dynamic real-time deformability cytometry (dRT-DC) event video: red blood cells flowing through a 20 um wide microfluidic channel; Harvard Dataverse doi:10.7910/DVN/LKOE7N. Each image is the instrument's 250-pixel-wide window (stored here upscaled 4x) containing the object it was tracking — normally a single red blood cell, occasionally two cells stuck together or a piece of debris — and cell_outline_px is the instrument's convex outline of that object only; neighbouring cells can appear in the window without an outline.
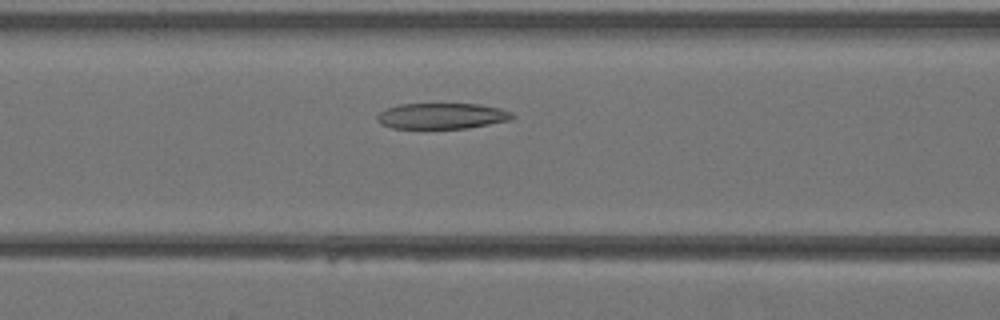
{"species": "Egyptian fruit bat (a non-hibernating species)", "species_latin": "Rousettus aegyptiacus", "temperature_condition": "warm", "stored_images_in_passage": 29, "camera_frame_rate_fps": 3000, "um_per_image_px": 0.085, "animal": {"sex": "female"}, "frame": {"image": 1, "passage_image": 12, "time_ms": 3.667, "image_size_px": [1000, 320], "cell_outline_px": [[516, 116], [508, 120], [468, 128], [392, 128], [380, 124], [376, 120], [376, 116], [384, 108], [400, 104], [480, 104], [500, 108], [512, 112]], "centroid_in_image_um": [37.52, 9.85], "position_along_channel_um": 129.1, "area_um2": 20.4}}
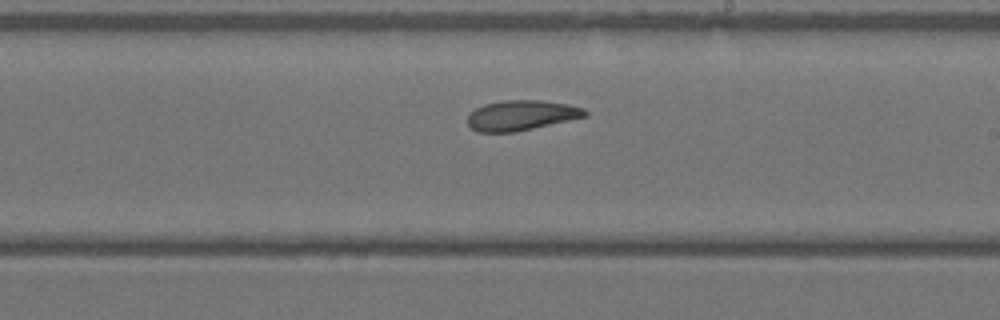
{"frame": {"image": 2, "passage_image": 19, "time_ms": 6.0, "image_size_px": [1000, 320], "cell_outline_px": [[588, 116], [516, 132], [476, 132], [468, 124], [468, 116], [476, 108], [484, 104], [504, 100], [540, 100], [568, 104], [584, 108], [588, 112]], "centroid_in_image_um": [44.33, 9.8], "position_along_channel_um": 244.7, "area_um2": 20.63}}
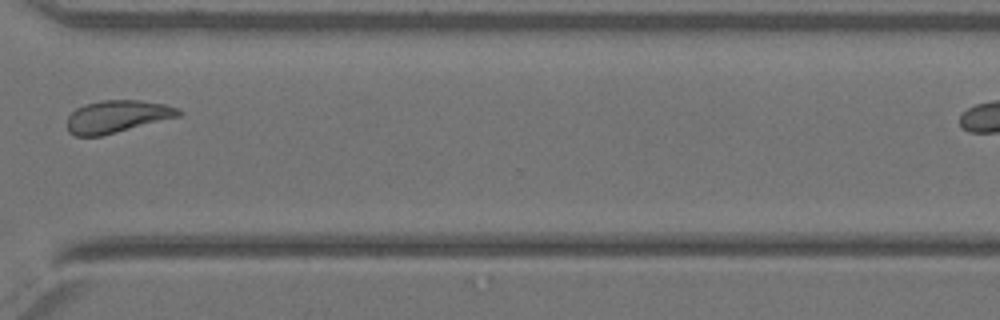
{"frame": {"image": 3, "passage_image": 26, "time_ms": 8.333, "image_size_px": [1000, 320], "cell_outline_px": [[184, 112], [180, 116], [100, 136], [76, 136], [68, 132], [68, 116], [76, 108], [84, 104], [100, 100], [140, 100], [164, 104], [180, 108]], "centroid_in_image_um": [9.97, 9.89], "position_along_channel_um": 360.6, "area_um2": 21.04}}